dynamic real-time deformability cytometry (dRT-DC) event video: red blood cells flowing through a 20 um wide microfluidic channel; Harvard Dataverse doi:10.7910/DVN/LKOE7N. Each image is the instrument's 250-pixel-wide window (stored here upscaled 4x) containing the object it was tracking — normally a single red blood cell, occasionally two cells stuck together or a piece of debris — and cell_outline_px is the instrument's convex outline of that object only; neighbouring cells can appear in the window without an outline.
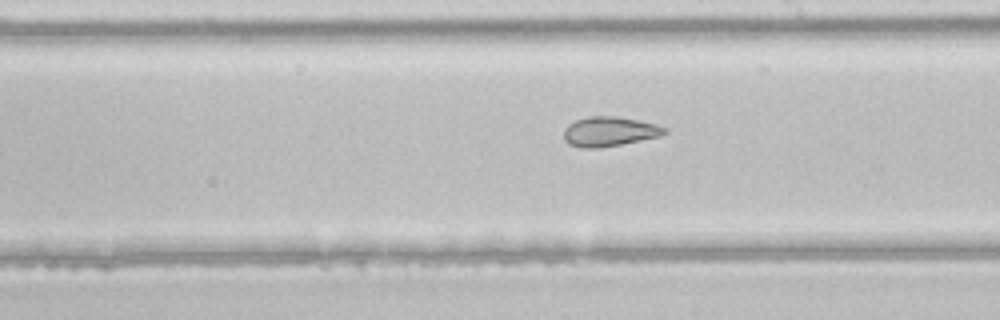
{"species": "common noctule bat (a hibernating species)", "species_latin": "Nyctalus noctula", "temperature_condition": "room temperature", "stored_images_in_passage": 25, "camera_frame_rate_fps": 3000, "um_per_image_px": 0.085, "animal": {"sex": "male", "body_mass_g": 21.5, "forearm_length_mm": 52.0}, "frame": {"image": 1, "passage_image": 15, "time_ms": 4.667, "image_size_px": [1000, 320], "cell_outline_px": [[668, 132], [660, 136], [620, 144], [596, 148], [584, 148], [568, 144], [564, 140], [564, 128], [568, 124], [576, 120], [588, 116], [616, 116], [656, 124], [668, 128]], "centroid_in_image_um": [51.79, 11.17], "position_along_channel_um": 237.2, "area_um2": 17.34}}
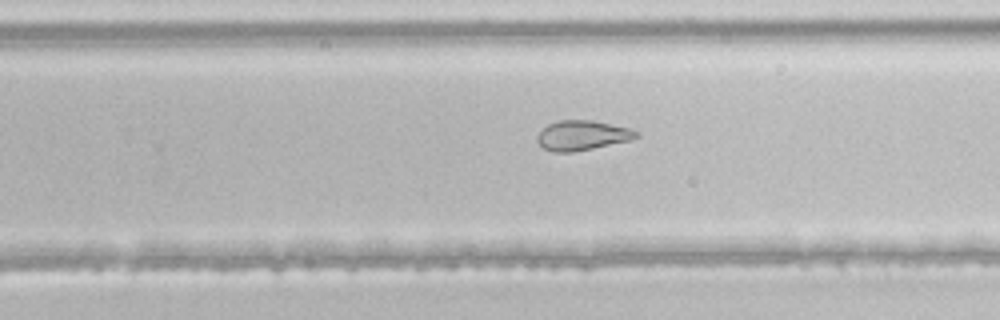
{"frame": {"image": 2, "passage_image": 18, "time_ms": 5.667, "image_size_px": [1000, 320], "cell_outline_px": [[640, 136], [632, 140], [572, 152], [552, 152], [544, 148], [536, 140], [536, 136], [548, 124], [560, 120], [592, 120], [632, 128], [640, 132]], "centroid_in_image_um": [49.54, 11.5], "position_along_channel_um": 280.3, "area_um2": 17.28}}